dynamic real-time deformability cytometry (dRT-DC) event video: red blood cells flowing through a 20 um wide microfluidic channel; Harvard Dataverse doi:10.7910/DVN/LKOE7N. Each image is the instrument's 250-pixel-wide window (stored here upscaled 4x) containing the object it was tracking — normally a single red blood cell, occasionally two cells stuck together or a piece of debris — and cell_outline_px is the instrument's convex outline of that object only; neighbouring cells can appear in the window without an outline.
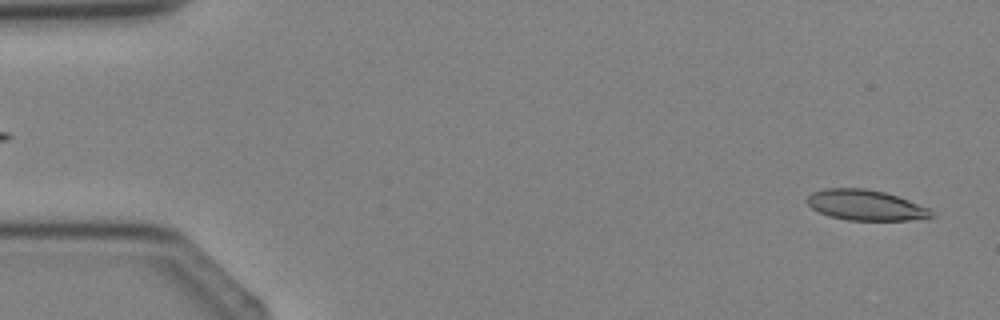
{"species": "Egyptian fruit bat (a non-hibernating species)", "species_latin": "Rousettus aegyptiacus", "temperature_condition": "cold", "stored_images_in_passage": 3, "segment_of_instrument_passage": [2, 2], "camera_frame_rate_fps": 3000, "um_per_image_px": 0.085, "animal": {"sex": "female"}, "frame": {"image": 1, "passage_image": 3, "time_ms": 2.333, "image_size_px": [1000, 320], "cell_outline_px": [[936, 216], [908, 220], [848, 220], [832, 216], [820, 212], [812, 208], [804, 200], [812, 192], [824, 188], [864, 188], [884, 192], [908, 200], [928, 208]], "centroid_in_image_um": [73.54, 17.43], "position_along_channel_um": 11.5, "area_um2": 21.85}}